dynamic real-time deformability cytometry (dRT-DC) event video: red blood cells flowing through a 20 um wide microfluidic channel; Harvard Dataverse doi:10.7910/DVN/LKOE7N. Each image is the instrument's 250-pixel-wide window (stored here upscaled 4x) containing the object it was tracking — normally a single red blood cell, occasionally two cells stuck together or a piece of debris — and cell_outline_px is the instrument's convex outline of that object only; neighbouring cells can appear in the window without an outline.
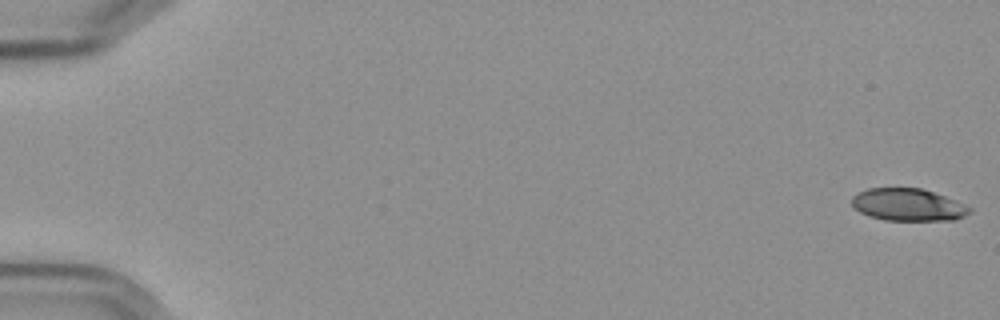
{"species": "Egyptian fruit bat (a non-hibernating species)", "species_latin": "Rousettus aegyptiacus", "temperature_condition": "cold", "stored_images_in_passage": 56, "camera_frame_rate_fps": 3000, "um_per_image_px": 0.085, "frame": {"image": 1, "passage_image": 1, "time_ms": 0.0, "image_size_px": [1000, 320], "cell_outline_px": [[972, 212], [956, 220], [884, 220], [860, 212], [852, 208], [852, 196], [868, 188], [920, 188], [944, 196], [972, 208]], "centroid_in_image_um": [77.17, 17.41], "position_along_channel_um": 7.8, "area_um2": 22.02}}
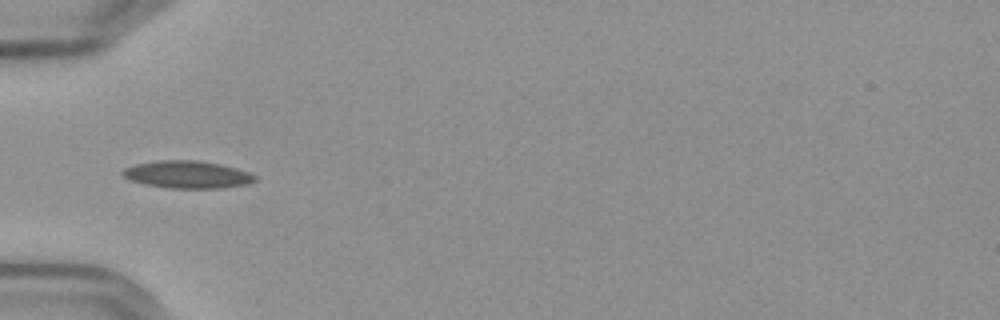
{"frame": {"image": 2, "passage_image": 19, "time_ms": 6.0, "image_size_px": [1000, 320], "cell_outline_px": [[256, 180], [248, 184], [220, 188], [168, 188], [144, 184], [132, 180], [124, 176], [120, 172], [124, 168], [136, 164], [160, 160], [200, 160], [220, 164], [236, 168], [248, 172], [256, 176]], "centroid_in_image_um": [15.93, 14.83], "position_along_channel_um": 69.1, "area_um2": 21.1}}
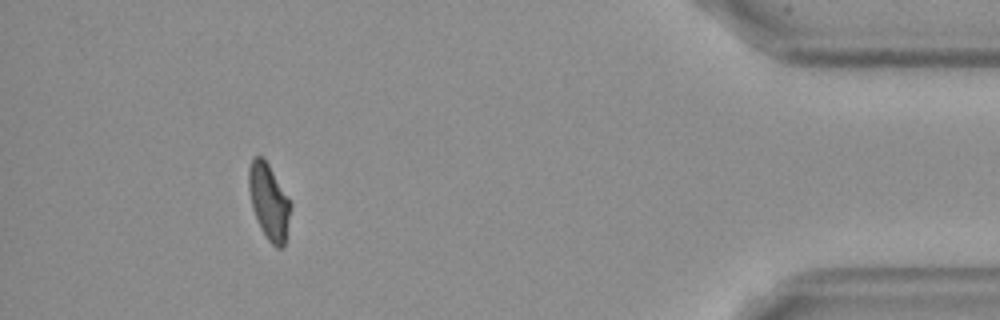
{"frame": {"image": 3, "passage_image": 52, "time_ms": 17.0, "image_size_px": [1000, 320], "cell_outline_px": [[292, 204], [284, 244], [280, 248], [276, 248], [268, 240], [260, 228], [252, 208], [248, 188], [248, 168], [252, 156], [260, 156], [268, 164]], "centroid_in_image_um": [22.83, 17.13], "position_along_channel_um": 412.4, "area_um2": 18.32}, "authors_computed_cell_mechanics": {"area_um2": 19.2763, "velocity_mm_per_s": 3.5957, "shape_relaxation_time_tau1_ms": null, "shape_relaxation_time_tau2_ms": 3.086, "deformation_change_tau1": null, "deformation_change_tau2": 0.0929}}